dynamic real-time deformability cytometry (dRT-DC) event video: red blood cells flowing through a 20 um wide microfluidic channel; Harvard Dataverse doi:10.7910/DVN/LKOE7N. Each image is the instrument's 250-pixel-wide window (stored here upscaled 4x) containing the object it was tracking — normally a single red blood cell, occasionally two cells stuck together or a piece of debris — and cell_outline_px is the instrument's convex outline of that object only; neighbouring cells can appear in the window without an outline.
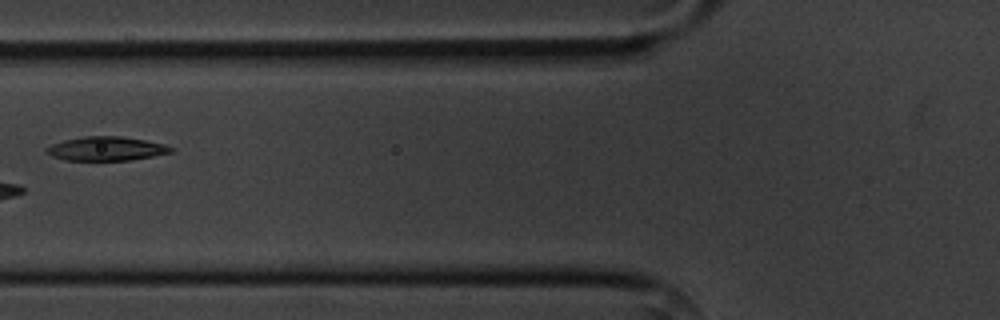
{"species": "common noctule bat (a hibernating species)", "species_latin": "Nyctalus noctula", "temperature_condition": "cold", "stored_images_in_passage": 12, "camera_frame_rate_fps": 3000, "um_per_image_px": 0.085, "animal": {"sex": "male", "body_mass_g": 20.1, "forearm_length_mm": 53.5}, "frame": {"image": 1, "passage_image": 3, "time_ms": 3.333, "image_size_px": [1000, 320], "cell_outline_px": [[176, 148], [172, 152], [152, 156], [128, 160], [64, 160], [52, 156], [44, 152], [44, 148], [52, 144], [64, 140], [84, 136], [120, 136], [144, 140], [164, 144]], "centroid_in_image_um": [9.0, 12.63], "position_along_channel_um": 116.8, "area_um2": 17.4}}
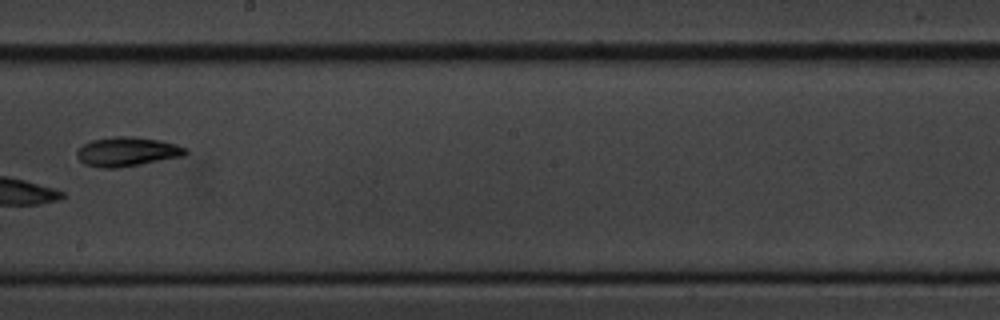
{"frame": {"image": 2, "passage_image": 6, "time_ms": 6.667, "image_size_px": [1000, 320], "cell_outline_px": [[188, 152], [184, 156], [140, 164], [116, 168], [100, 168], [84, 164], [76, 156], [76, 152], [84, 144], [92, 140], [112, 136], [136, 136], [160, 140], [176, 144], [188, 148]], "centroid_in_image_um": [10.82, 12.88], "position_along_channel_um": 237.4, "area_um2": 18.67}}
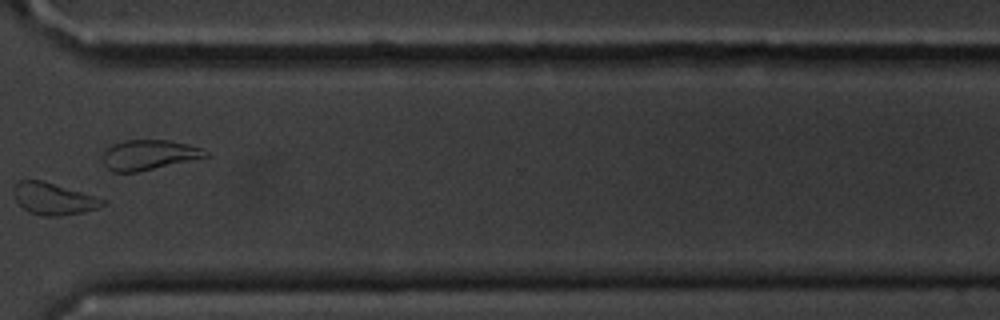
{"frame": {"image": 3, "passage_image": 9, "time_ms": 10.0, "image_size_px": [1000, 320], "cell_outline_px": [[108, 200], [104, 204], [96, 208], [84, 212], [60, 216], [44, 216], [28, 212], [16, 200], [12, 192], [12, 188], [20, 180], [44, 180]], "centroid_in_image_um": [4.54, 16.89], "position_along_channel_um": 366.1, "area_um2": 16.59}, "authors_computed_cell_mechanics": {"area_um2": 18.1492, "velocity_mm_per_s": 3.6163, "shape_relaxation_time_tau1_ms": 1.4165, "shape_relaxation_time_tau2_ms": null, "deformation_change_tau1": 0.0815, "deformation_change_tau2": null}}